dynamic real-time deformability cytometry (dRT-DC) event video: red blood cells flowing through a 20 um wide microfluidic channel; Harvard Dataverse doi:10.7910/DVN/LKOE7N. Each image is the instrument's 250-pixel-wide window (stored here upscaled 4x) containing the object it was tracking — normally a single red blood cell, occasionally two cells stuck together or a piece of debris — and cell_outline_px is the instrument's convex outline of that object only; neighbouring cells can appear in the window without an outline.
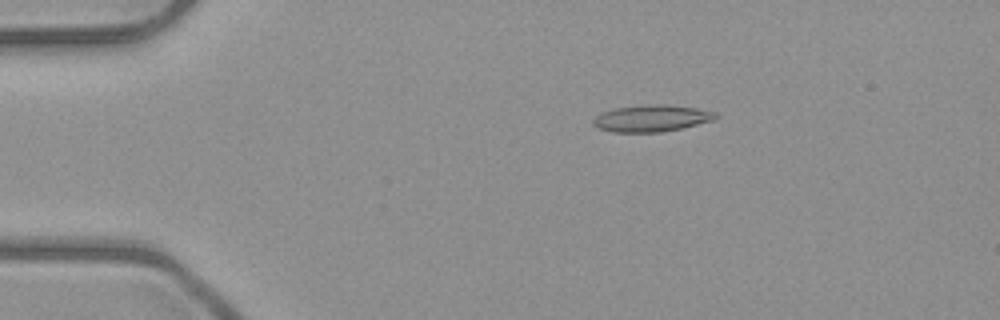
{"species": "common noctule bat (a hibernating species)", "species_latin": "Nyctalus noctula", "temperature_condition": "room temperature", "stored_images_in_passage": 4, "camera_frame_rate_fps": 3000, "um_per_image_px": 0.085, "animal": {"sex": "male", "body_mass_g": 23.1, "forearm_length_mm": 52.7}, "frame": {"image": 1, "passage_image": 3, "time_ms": 2.333, "image_size_px": [1000, 320], "cell_outline_px": [[716, 120], [680, 128], [660, 132], [612, 132], [596, 128], [592, 124], [592, 120], [600, 112], [616, 108], [644, 104], [668, 104], [696, 108], [716, 112]], "centroid_in_image_um": [55.35, 10.05], "position_along_channel_um": 29.7, "area_um2": 19.25}}